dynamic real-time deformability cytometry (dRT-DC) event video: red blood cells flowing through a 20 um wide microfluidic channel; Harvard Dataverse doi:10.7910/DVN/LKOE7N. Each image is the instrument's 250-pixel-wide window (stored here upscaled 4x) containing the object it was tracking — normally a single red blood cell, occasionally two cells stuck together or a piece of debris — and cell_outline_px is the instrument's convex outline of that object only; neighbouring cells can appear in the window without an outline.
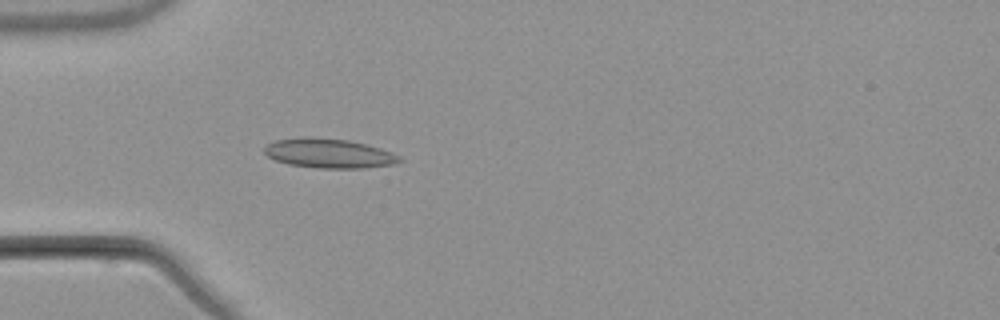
{"species": "common noctule bat (a hibernating species)", "species_latin": "Nyctalus noctula", "temperature_condition": "warm", "stored_images_in_passage": 5, "camera_frame_rate_fps": 3000, "um_per_image_px": 0.085, "animal": {"sex": "male", "body_mass_g": 21.5, "forearm_length_mm": 52.0}, "frame": {"image": 1, "passage_image": 5, "time_ms": 4.667, "image_size_px": [1000, 320], "cell_outline_px": [[404, 160], [392, 164], [364, 168], [320, 168], [288, 164], [276, 160], [268, 156], [264, 152], [264, 148], [268, 144], [276, 140], [304, 136], [348, 140], [368, 144], [380, 148], [400, 156]], "centroid_in_image_um": [27.96, 13.03], "position_along_channel_um": 57.0, "area_um2": 23.12}}